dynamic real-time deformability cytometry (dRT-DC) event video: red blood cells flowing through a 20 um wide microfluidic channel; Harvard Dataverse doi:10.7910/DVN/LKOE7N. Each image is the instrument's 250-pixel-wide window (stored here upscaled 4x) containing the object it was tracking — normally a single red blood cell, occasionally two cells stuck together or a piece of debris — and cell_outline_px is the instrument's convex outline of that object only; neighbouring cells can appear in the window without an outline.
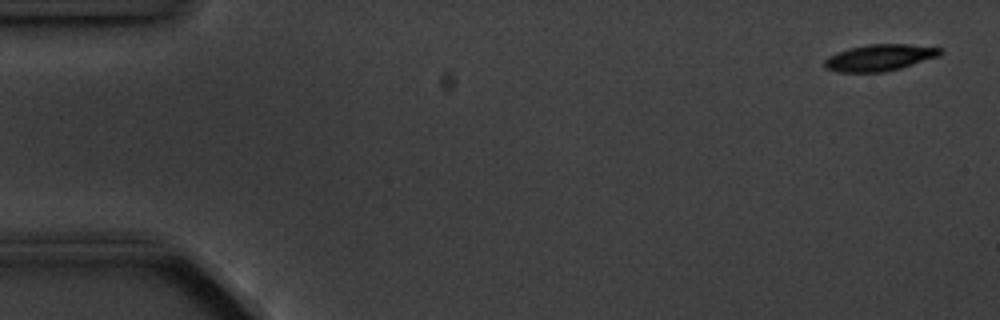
{"species": "common noctule bat (a hibernating species)", "species_latin": "Nyctalus noctula", "temperature_condition": "cold", "stored_images_in_passage": 3, "camera_frame_rate_fps": 3000, "um_per_image_px": 0.085, "animal": {"sex": "male", "body_mass_g": 20.1, "forearm_length_mm": 53.5}, "frame": {"image": 1, "passage_image": 1, "time_ms": 0.0, "image_size_px": [1000, 320], "cell_outline_px": [[944, 52], [940, 56], [900, 68], [884, 72], [836, 72], [824, 68], [824, 60], [828, 56], [852, 48], [868, 44], [908, 44], [940, 48]], "centroid_in_image_um": [74.78, 4.91], "position_along_channel_um": 10.2, "area_um2": 17.8}}